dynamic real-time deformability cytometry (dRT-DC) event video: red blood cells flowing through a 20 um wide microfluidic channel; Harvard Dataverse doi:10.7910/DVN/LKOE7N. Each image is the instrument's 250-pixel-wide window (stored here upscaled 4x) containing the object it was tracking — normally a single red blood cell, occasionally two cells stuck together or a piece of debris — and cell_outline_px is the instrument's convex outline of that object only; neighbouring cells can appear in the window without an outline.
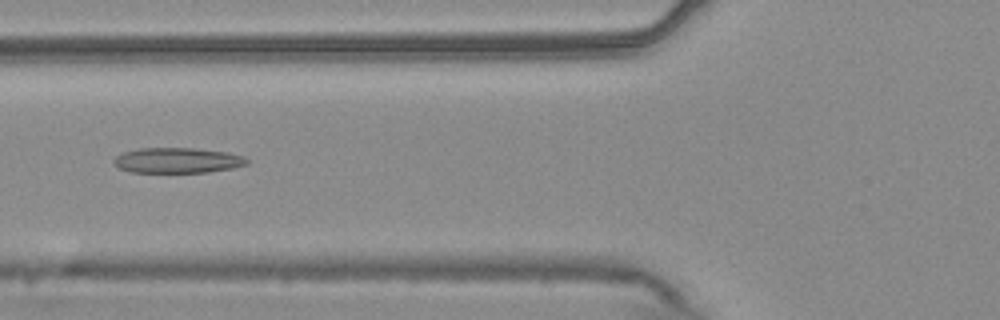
{"species": "common noctule bat (a hibernating species)", "species_latin": "Nyctalus noctula", "temperature_condition": "warm", "stored_images_in_passage": 54, "camera_frame_rate_fps": 3000, "um_per_image_px": 0.085, "animal": {"sex": "male", "body_mass_g": 20.4}, "frame": {"image": 1, "passage_image": 21, "time_ms": 6.667, "image_size_px": [1000, 320], "cell_outline_px": [[248, 164], [232, 168], [208, 172], [132, 172], [120, 168], [112, 164], [112, 160], [116, 156], [124, 152], [140, 148], [192, 148], [228, 152], [244, 156], [248, 160]], "centroid_in_image_um": [15.08, 13.63], "position_along_channel_um": 110.7, "area_um2": 19.65}}
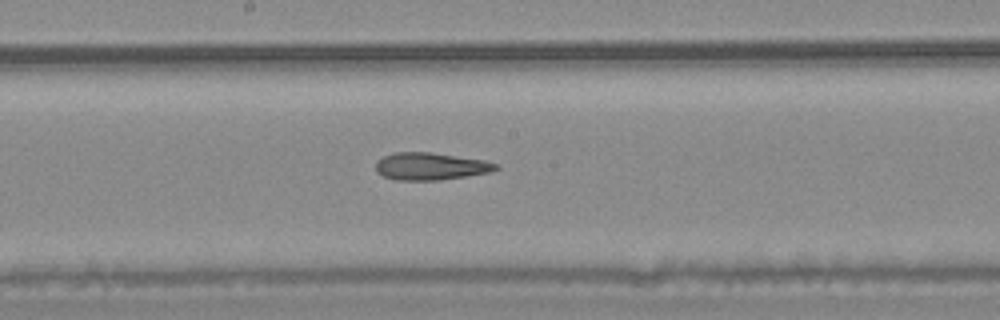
{"frame": {"image": 2, "passage_image": 29, "time_ms": 9.333, "image_size_px": [1000, 320], "cell_outline_px": [[500, 168], [492, 172], [440, 180], [396, 180], [384, 176], [376, 172], [376, 160], [384, 156], [396, 152], [432, 152], [484, 160], [496, 164]], "centroid_in_image_um": [36.59, 14.13], "position_along_channel_um": 211.6, "area_um2": 19.19}}
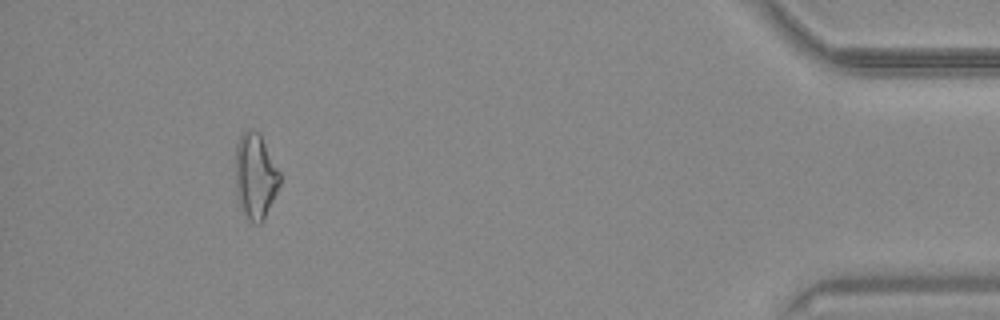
{"frame": {"image": 3, "passage_image": 50, "time_ms": 16.333, "image_size_px": [1000, 320], "cell_outline_px": [[280, 184], [264, 220], [260, 224], [256, 224], [248, 220], [240, 208], [236, 192], [236, 144], [240, 136], [248, 128], [252, 128], [260, 132], [280, 172]], "centroid_in_image_um": [21.71, 14.96], "position_along_channel_um": 413.5, "area_um2": 22.37}, "authors_computed_cell_mechanics": {"area_um2": 20.6346, "velocity_mm_per_s": 3.771, "shape_relaxation_time_tau1_ms": null, "shape_relaxation_time_tau2_ms": 4.9077, "deformation_change_tau1": null, "deformation_change_tau2": 0.1737}}